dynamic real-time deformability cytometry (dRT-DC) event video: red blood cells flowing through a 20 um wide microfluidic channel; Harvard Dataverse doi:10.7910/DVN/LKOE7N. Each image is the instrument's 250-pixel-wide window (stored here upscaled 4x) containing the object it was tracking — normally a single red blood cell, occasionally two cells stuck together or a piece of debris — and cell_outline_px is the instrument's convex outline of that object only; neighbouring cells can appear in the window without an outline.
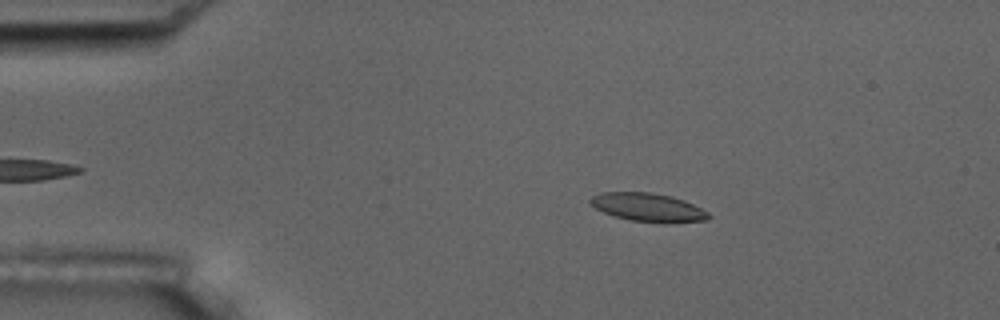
{"species": "common noctule bat (a hibernating species)", "species_latin": "Nyctalus noctula", "temperature_condition": "room temperature", "stored_images_in_passage": 5, "camera_frame_rate_fps": 3000, "um_per_image_px": 0.085, "animal": {"sex": "male", "body_mass_g": 17.5, "forearm_length_mm": 52.3}, "frame": {"image": 1, "passage_image": 2, "time_ms": 1.333, "image_size_px": [1000, 320], "cell_outline_px": [[712, 216], [708, 220], [664, 224], [632, 220], [616, 216], [604, 212], [588, 204], [588, 200], [592, 196], [600, 192], [652, 192], [672, 196], [684, 200], [708, 212]], "centroid_in_image_um": [55.09, 17.63], "position_along_channel_um": 29.9, "area_um2": 19.83}}
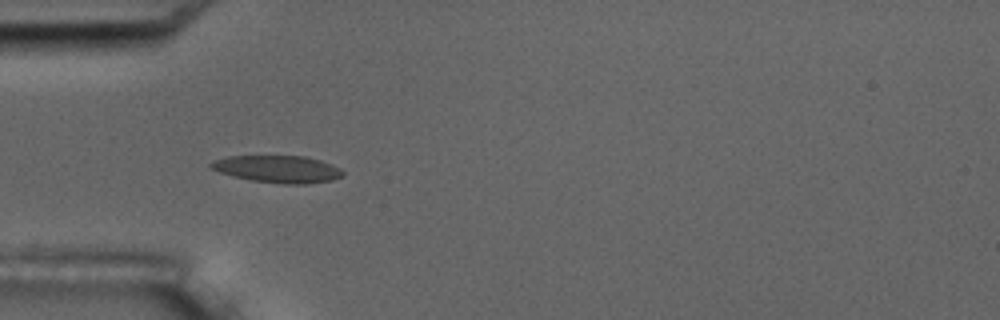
{"frame": {"image": 2, "passage_image": 4, "time_ms": 3.667, "image_size_px": [1000, 320], "cell_outline_px": [[344, 176], [332, 180], [304, 184], [284, 184], [252, 180], [232, 176], [208, 168], [208, 164], [216, 160], [228, 156], [304, 156], [320, 160], [340, 168], [344, 172]], "centroid_in_image_um": [23.61, 14.37], "position_along_channel_um": 61.4, "area_um2": 20.87}}